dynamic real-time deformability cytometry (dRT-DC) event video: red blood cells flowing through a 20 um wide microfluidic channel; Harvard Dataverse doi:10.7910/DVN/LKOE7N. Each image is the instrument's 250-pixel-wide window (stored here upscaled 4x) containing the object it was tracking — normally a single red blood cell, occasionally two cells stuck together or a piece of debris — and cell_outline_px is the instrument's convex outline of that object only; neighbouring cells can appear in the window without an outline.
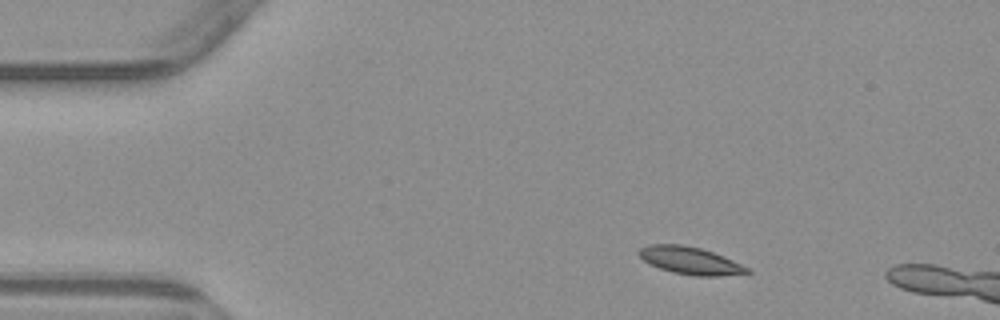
{"species": "common noctule bat (a hibernating species)", "species_latin": "Nyctalus noctula", "temperature_condition": "warm", "stored_images_in_passage": 2, "camera_frame_rate_fps": 3000, "um_per_image_px": 0.085, "animal": {"sex": "male", "body_mass_g": 23.1, "forearm_length_mm": 52.7}, "frame": {"image": 1, "passage_image": 1, "time_ms": 0.0, "image_size_px": [1000, 320], "cell_outline_px": [[752, 272], [716, 276], [692, 276], [672, 272], [660, 268], [644, 260], [636, 252], [640, 248], [648, 244], [680, 244], [700, 248], [712, 252], [732, 260], [748, 268]], "centroid_in_image_um": [58.62, 22.14], "position_along_channel_um": 26.4, "area_um2": 17.05}}